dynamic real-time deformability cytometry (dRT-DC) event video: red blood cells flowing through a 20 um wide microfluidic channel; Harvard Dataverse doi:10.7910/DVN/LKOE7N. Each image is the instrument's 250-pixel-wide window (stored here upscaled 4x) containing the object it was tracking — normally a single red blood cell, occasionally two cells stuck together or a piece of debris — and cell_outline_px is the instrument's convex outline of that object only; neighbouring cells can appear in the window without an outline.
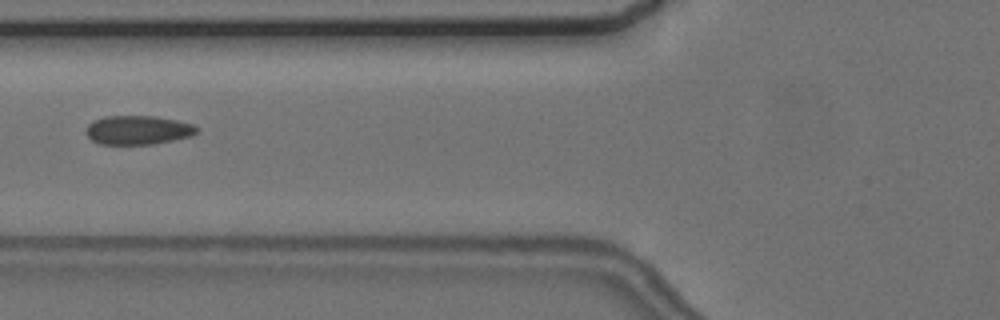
{"species": "common noctule bat (a hibernating species)", "species_latin": "Nyctalus noctula", "temperature_condition": "cold", "stored_images_in_passage": 7, "camera_frame_rate_fps": 3000, "um_per_image_px": 0.085, "animal": {"sex": "female", "body_mass_g": 24.6, "forearm_length_mm": 56.2}, "frame": {"image": 1, "passage_image": 6, "time_ms": 7.0, "image_size_px": [1000, 320], "cell_outline_px": [[200, 132], [192, 136], [152, 144], [100, 144], [92, 140], [84, 132], [88, 124], [104, 116], [156, 116], [176, 120], [192, 124], [200, 128]], "centroid_in_image_um": [11.75, 11.05], "position_along_channel_um": 114.0, "area_um2": 18.79}}
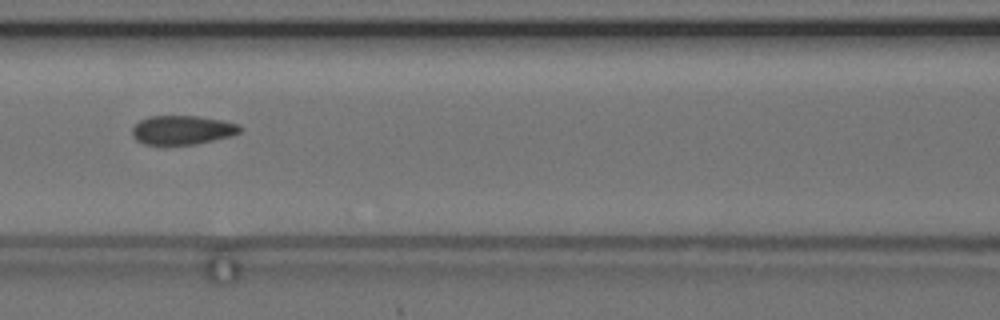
{"frame": {"image": 2, "passage_image": 7, "time_ms": 8.0, "image_size_px": [1000, 320], "cell_outline_px": [[244, 128], [240, 132], [232, 136], [196, 144], [144, 144], [136, 140], [132, 136], [132, 128], [140, 120], [148, 116], [196, 116], [220, 120], [240, 124]], "centroid_in_image_um": [15.52, 11.05], "position_along_channel_um": 151.1, "area_um2": 18.26}}